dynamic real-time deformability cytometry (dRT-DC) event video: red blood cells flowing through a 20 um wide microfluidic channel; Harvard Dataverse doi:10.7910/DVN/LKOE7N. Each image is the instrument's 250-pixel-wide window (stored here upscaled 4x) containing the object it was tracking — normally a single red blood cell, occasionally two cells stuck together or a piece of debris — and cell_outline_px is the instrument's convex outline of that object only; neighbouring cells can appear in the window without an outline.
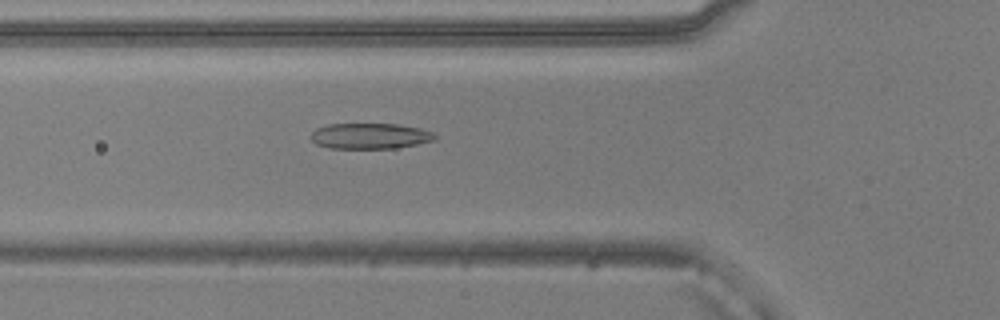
{"species": "common noctule bat (a hibernating species)", "species_latin": "Nyctalus noctula", "temperature_condition": "warm", "stored_images_in_passage": 47, "camera_frame_rate_fps": 3000, "um_per_image_px": 0.085, "animal": {"sex": "male", "body_mass_g": 20.5, "forearm_length_mm": 52.5}, "frame": {"image": 1, "passage_image": 13, "time_ms": 4.0, "image_size_px": [1000, 320], "cell_outline_px": [[436, 140], [396, 148], [328, 148], [316, 144], [308, 136], [316, 128], [328, 124], [396, 124], [420, 128], [432, 132], [436, 136]], "centroid_in_image_um": [31.42, 11.56], "position_along_channel_um": 94.4, "area_um2": 18.61}}
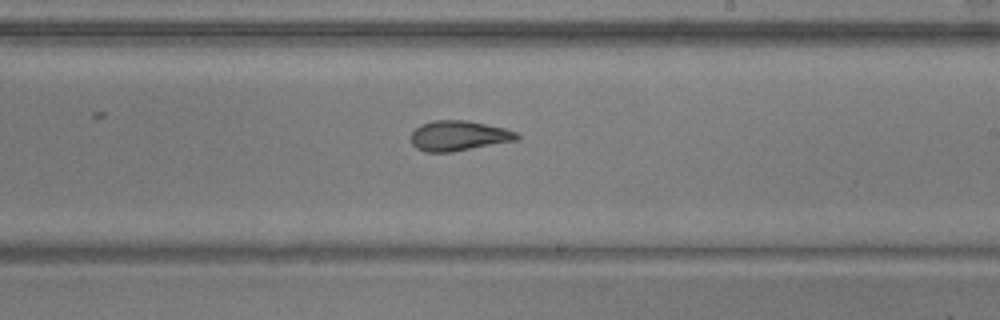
{"frame": {"image": 2, "passage_image": 25, "time_ms": 8.0, "image_size_px": [1000, 320], "cell_outline_px": [[520, 136], [516, 140], [452, 152], [424, 152], [416, 148], [412, 144], [412, 132], [420, 124], [432, 120], [468, 120], [504, 128], [516, 132]], "centroid_in_image_um": [38.96, 11.53], "position_along_channel_um": 250.0, "area_um2": 18.55}}
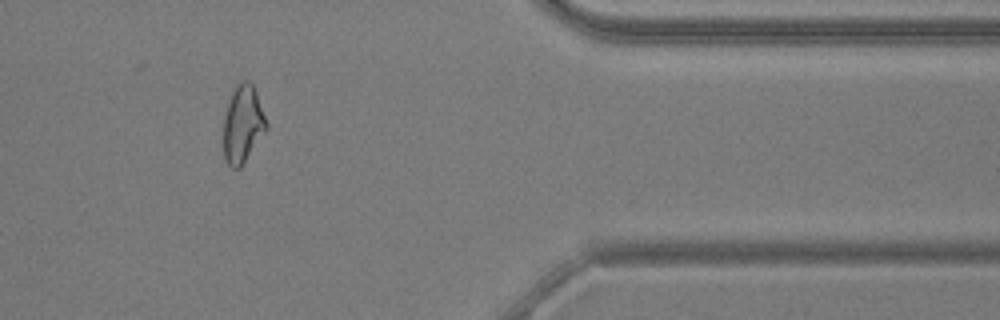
{"frame": {"image": 3, "passage_image": 38, "time_ms": 12.333, "image_size_px": [1000, 320], "cell_outline_px": [[268, 128], [240, 168], [232, 168], [224, 160], [224, 112], [228, 100], [236, 84], [240, 80], [248, 80], [252, 84], [256, 92], [268, 124]], "centroid_in_image_um": [20.63, 10.53], "position_along_channel_um": 390.8, "area_um2": 19.48}, "authors_computed_cell_mechanics": {"area_um2": 19.1318, "velocity_mm_per_s": 3.8722, "shape_relaxation_time_tau1_ms": 3.9594, "shape_relaxation_time_tau2_ms": 1.9155, "deformation_change_tau1": 0.1523, "deformation_change_tau2": 0.1005}}